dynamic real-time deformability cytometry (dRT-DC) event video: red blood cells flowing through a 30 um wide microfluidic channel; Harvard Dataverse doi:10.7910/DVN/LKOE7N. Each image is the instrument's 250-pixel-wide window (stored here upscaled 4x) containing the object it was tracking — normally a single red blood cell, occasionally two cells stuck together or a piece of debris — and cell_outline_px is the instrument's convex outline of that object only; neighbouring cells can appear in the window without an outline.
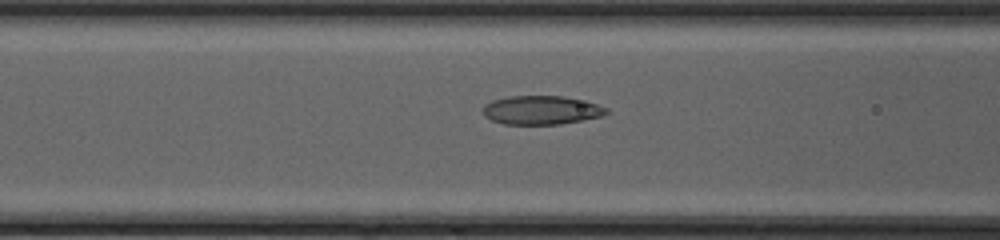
{"species": "common noctule bat (a hibernating species)", "species_latin": "Nyctalus noctula", "temperature_condition": "cold", "stored_images_in_passage": 51, "camera_frame_rate_fps": 3000, "um_per_image_px": 0.085, "animal": {"sex": "female", "body_mass_g": 20.0, "forearm_length_mm": 54.0}, "frame": {"image": 1, "passage_image": 23, "time_ms": 7.333, "image_size_px": [1000, 240], "cell_outline_px": [[608, 112], [604, 116], [584, 120], [560, 124], [504, 124], [492, 120], [484, 116], [484, 104], [492, 100], [508, 96], [564, 96], [596, 104], [608, 108]], "centroid_in_image_um": [46.02, 9.36], "position_along_channel_um": 120.6, "area_um2": 20.69}}
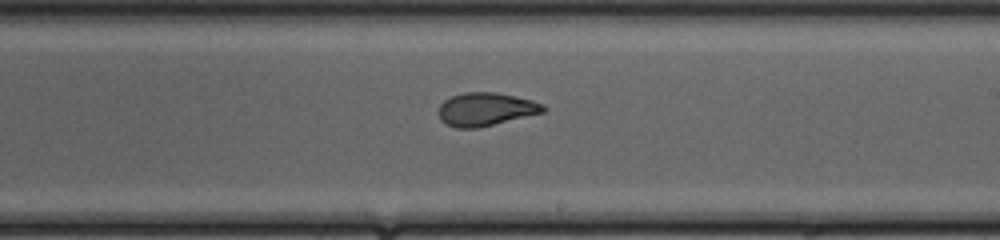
{"frame": {"image": 2, "passage_image": 32, "time_ms": 10.333, "image_size_px": [1000, 240], "cell_outline_px": [[548, 108], [544, 112], [476, 128], [456, 128], [440, 120], [436, 112], [440, 104], [444, 100], [452, 96], [464, 92], [496, 92], [532, 100], [544, 104]], "centroid_in_image_um": [41.26, 9.28], "position_along_channel_um": 247.7, "area_um2": 20.29}}
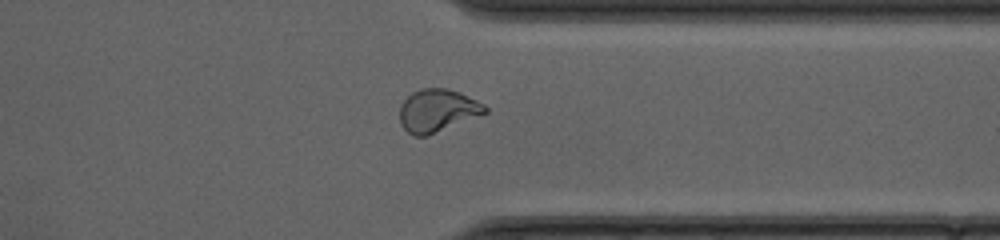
{"frame": {"image": 3, "passage_image": 41, "time_ms": 13.333, "image_size_px": [1000, 240], "cell_outline_px": [[488, 112], [424, 136], [412, 136], [400, 124], [400, 104], [412, 92], [420, 88], [448, 88], [460, 92], [484, 104], [488, 108]], "centroid_in_image_um": [37.16, 9.37], "position_along_channel_um": 374.2, "area_um2": 21.04}, "authors_computed_cell_mechanics": {"area_um2": 21.5594, "velocity_mm_per_s": 4.2387, "shape_relaxation_time_tau1_ms": 7.3707, "shape_relaxation_time_tau2_ms": 0.98, "deformation_change_tau1": 0.2283, "deformation_change_tau2": 0.0619}}